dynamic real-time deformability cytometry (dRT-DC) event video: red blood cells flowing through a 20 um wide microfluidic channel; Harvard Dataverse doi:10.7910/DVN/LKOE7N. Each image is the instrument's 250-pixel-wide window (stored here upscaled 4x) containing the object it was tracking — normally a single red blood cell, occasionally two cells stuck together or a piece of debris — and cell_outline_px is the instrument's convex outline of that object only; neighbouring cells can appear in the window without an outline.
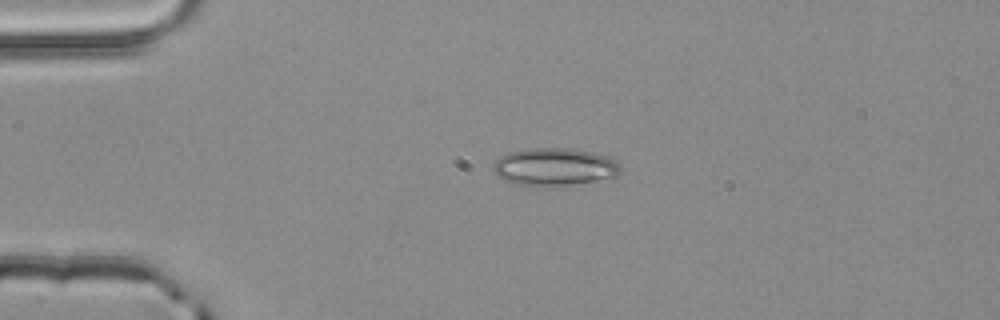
{"species": "common noctule bat (a hibernating species)", "species_latin": "Nyctalus noctula", "temperature_condition": "room temperature", "stored_images_in_passage": 3, "camera_frame_rate_fps": 3000, "um_per_image_px": 0.085, "animal": {"sex": "male", "body_mass_g": 20.4}, "frame": {"image": 1, "passage_image": 3, "time_ms": 0.667, "image_size_px": [1000, 320], "cell_outline_px": [[624, 172], [616, 176], [596, 180], [552, 188], [516, 184], [504, 180], [492, 168], [496, 160], [500, 156], [508, 152], [532, 148], [572, 148], [592, 152], [608, 156], [616, 160], [624, 168]], "centroid_in_image_um": [47.19, 14.19], "position_along_channel_um": 37.8, "area_um2": 28.44}}